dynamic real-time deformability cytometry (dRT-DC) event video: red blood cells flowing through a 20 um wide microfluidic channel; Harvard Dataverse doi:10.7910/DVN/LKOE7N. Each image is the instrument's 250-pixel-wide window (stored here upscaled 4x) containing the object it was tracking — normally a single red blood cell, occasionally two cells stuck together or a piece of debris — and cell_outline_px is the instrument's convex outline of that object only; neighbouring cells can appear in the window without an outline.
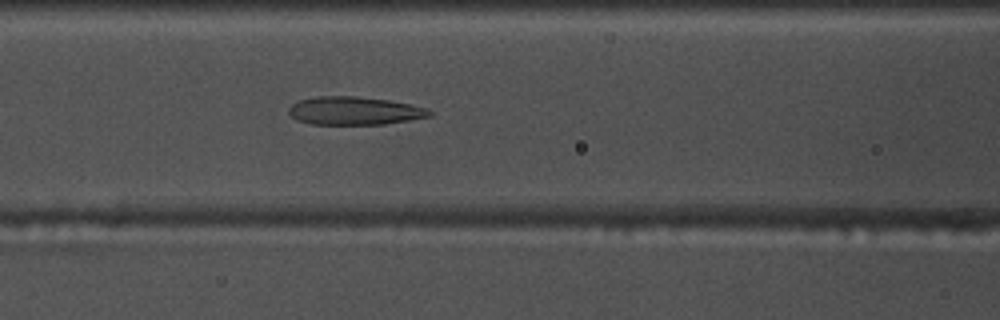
{"species": "common noctule bat (a hibernating species)", "species_latin": "Nyctalus noctula", "temperature_condition": "warm", "stored_images_in_passage": 41, "camera_frame_rate_fps": 3000, "um_per_image_px": 0.085, "animal": {"sex": "male", "body_mass_g": 17.5, "forearm_length_mm": 52.3}, "frame": {"image": 1, "passage_image": 11, "time_ms": 3.333, "image_size_px": [1000, 320], "cell_outline_px": [[432, 116], [384, 124], [312, 124], [296, 120], [288, 112], [288, 108], [292, 104], [300, 100], [316, 96], [356, 96], [388, 100], [428, 108], [432, 112]], "centroid_in_image_um": [30.11, 9.41], "position_along_channel_um": 136.5, "area_um2": 23.0}}
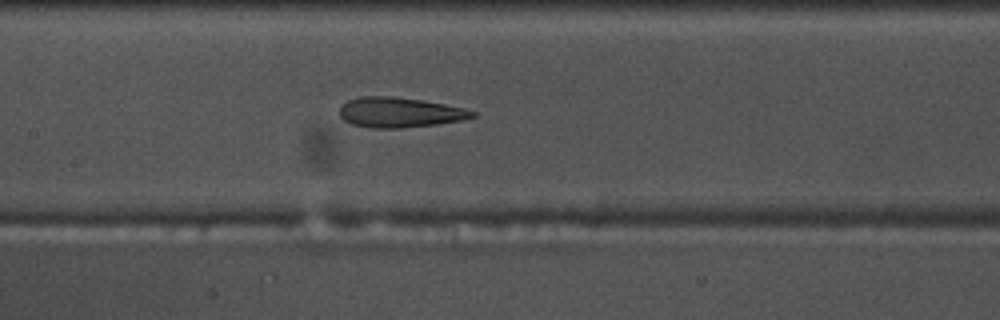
{"frame": {"image": 2, "passage_image": 14, "time_ms": 4.333, "image_size_px": [1000, 320], "cell_outline_px": [[476, 116], [460, 120], [436, 124], [400, 128], [372, 128], [352, 124], [344, 120], [340, 116], [340, 108], [348, 100], [360, 96], [392, 96], [420, 100], [444, 104], [464, 108], [476, 112]], "centroid_in_image_um": [33.95, 9.55], "position_along_channel_um": 173.4, "area_um2": 23.06}}
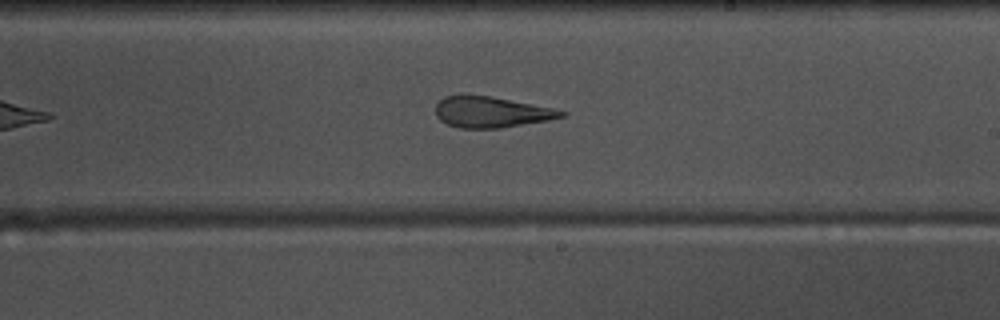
{"frame": {"image": 3, "passage_image": 20, "time_ms": 6.333, "image_size_px": [1000, 320], "cell_outline_px": [[568, 112], [564, 116], [548, 120], [500, 128], [460, 128], [448, 124], [440, 120], [436, 116], [436, 104], [444, 96], [460, 92], [492, 96], [552, 108]], "centroid_in_image_um": [41.69, 9.49], "position_along_channel_um": 247.3, "area_um2": 23.0}, "authors_computed_cell_mechanics": {"area_um2": 24.565, "velocity_mm_per_s": 3.7118, "shape_relaxation_time_tau1_ms": null, "shape_relaxation_time_tau2_ms": 2.4117, "deformation_change_tau1": null, "deformation_change_tau2": 0.1329}}